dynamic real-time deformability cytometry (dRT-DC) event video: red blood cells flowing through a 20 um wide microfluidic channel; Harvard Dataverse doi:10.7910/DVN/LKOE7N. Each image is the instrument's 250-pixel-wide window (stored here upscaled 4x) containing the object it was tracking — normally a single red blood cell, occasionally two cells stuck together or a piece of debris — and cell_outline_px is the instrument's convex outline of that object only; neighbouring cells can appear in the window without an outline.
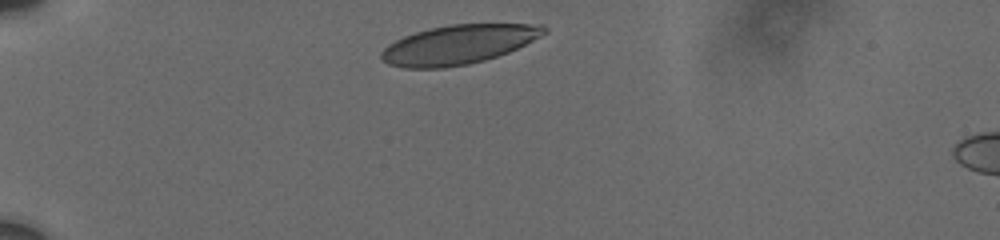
{"species": "human", "species_latin": "Homo sapiens", "temperature_condition": "cold", "stored_images_in_passage": 3, "camera_frame_rate_fps": 3000, "um_per_image_px": 0.085, "donor": {"sex": "male"}, "frame": {"image": 1, "passage_image": 1, "time_ms": 0.0, "image_size_px": [1000, 240], "cell_outline_px": [[548, 32], [508, 52], [484, 60], [468, 64], [444, 68], [404, 68], [388, 64], [380, 60], [380, 52], [388, 44], [404, 36], [416, 32], [448, 24], [544, 24], [548, 28]], "centroid_in_image_um": [38.94, 3.79], "position_along_channel_um": 46.1, "area_um2": 37.11}}